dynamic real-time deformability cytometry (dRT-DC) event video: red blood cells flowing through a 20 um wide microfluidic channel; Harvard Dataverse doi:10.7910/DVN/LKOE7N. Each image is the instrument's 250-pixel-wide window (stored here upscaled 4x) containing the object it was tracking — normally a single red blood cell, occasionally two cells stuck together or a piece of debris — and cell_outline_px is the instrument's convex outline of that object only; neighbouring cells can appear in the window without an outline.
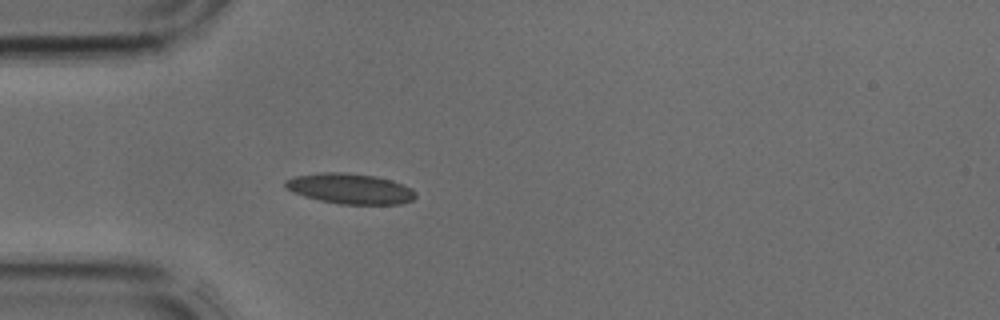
{"species": "common noctule bat (a hibernating species)", "species_latin": "Nyctalus noctula", "temperature_condition": "cold", "stored_images_in_passage": 14, "camera_frame_rate_fps": 3000, "um_per_image_px": 0.085, "animal": {"sex": "male", "body_mass_g": 17.9, "forearm_length_mm": 54.2}, "frame": {"image": 1, "passage_image": 10, "time_ms": 3.0, "image_size_px": [1000, 320], "cell_outline_px": [[416, 196], [412, 200], [400, 204], [340, 204], [320, 200], [304, 196], [292, 192], [284, 184], [284, 180], [296, 176], [320, 172], [344, 172], [376, 176], [392, 180], [404, 184], [412, 188], [416, 192]], "centroid_in_image_um": [29.78, 16.03], "position_along_channel_um": 55.2, "area_um2": 23.18}}